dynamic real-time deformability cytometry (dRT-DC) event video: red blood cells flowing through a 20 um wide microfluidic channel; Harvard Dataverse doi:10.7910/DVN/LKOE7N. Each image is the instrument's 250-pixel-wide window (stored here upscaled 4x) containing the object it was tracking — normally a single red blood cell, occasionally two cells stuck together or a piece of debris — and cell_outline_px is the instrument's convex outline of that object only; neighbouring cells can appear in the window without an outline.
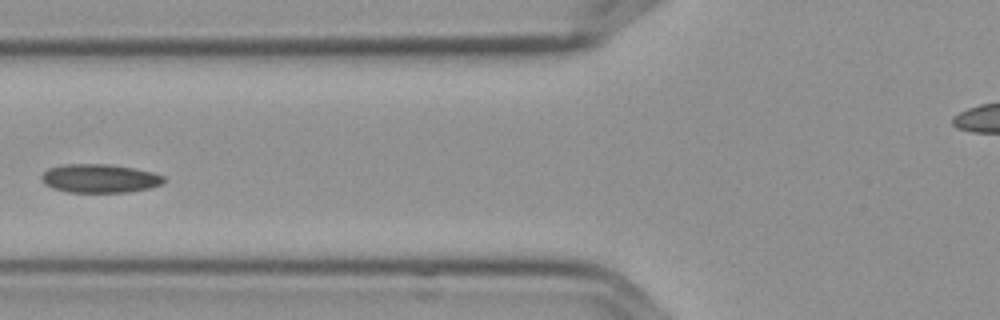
{"species": "Egyptian fruit bat (a non-hibernating species)", "species_latin": "Rousettus aegyptiacus", "temperature_condition": "cold", "stored_images_in_passage": 8, "camera_frame_rate_fps": 3000, "um_per_image_px": 0.085, "frame": {"image": 1, "passage_image": 7, "time_ms": 2.0, "image_size_px": [1000, 320], "cell_outline_px": [[164, 180], [160, 184], [148, 188], [128, 192], [68, 192], [52, 188], [44, 184], [40, 180], [40, 176], [48, 168], [68, 164], [108, 164], [132, 168], [152, 172], [164, 176]], "centroid_in_image_um": [8.41, 15.17], "position_along_channel_um": 117.4, "area_um2": 20.29}}
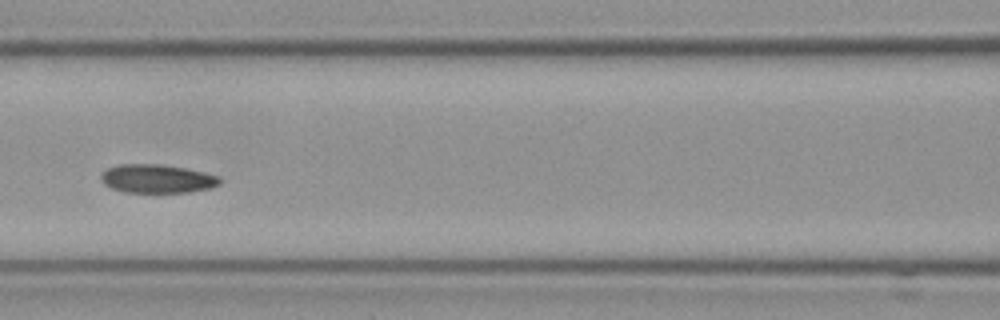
{"frame": {"image": 2, "passage_image": 8, "time_ms": 2.333, "image_size_px": [1000, 320], "cell_outline_px": [[220, 184], [212, 188], [188, 192], [124, 192], [112, 188], [104, 184], [100, 180], [100, 172], [108, 168], [120, 164], [160, 164], [184, 168], [204, 172], [220, 176]], "centroid_in_image_um": [13.34, 15.19], "position_along_channel_um": 153.3, "area_um2": 19.88}}